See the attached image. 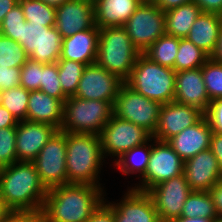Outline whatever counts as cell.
I'll list each match as a JSON object with an SVG mask.
<instances>
[{"instance_id": "1", "label": "cell", "mask_w": 222, "mask_h": 222, "mask_svg": "<svg viewBox=\"0 0 222 222\" xmlns=\"http://www.w3.org/2000/svg\"><path fill=\"white\" fill-rule=\"evenodd\" d=\"M103 188L65 184L48 189L42 206L44 222H86L104 202Z\"/></svg>"}, {"instance_id": "2", "label": "cell", "mask_w": 222, "mask_h": 222, "mask_svg": "<svg viewBox=\"0 0 222 222\" xmlns=\"http://www.w3.org/2000/svg\"><path fill=\"white\" fill-rule=\"evenodd\" d=\"M47 191L33 162L0 168V198L10 210H41Z\"/></svg>"}, {"instance_id": "3", "label": "cell", "mask_w": 222, "mask_h": 222, "mask_svg": "<svg viewBox=\"0 0 222 222\" xmlns=\"http://www.w3.org/2000/svg\"><path fill=\"white\" fill-rule=\"evenodd\" d=\"M66 152L67 184H88L102 188L98 174L105 160L100 136L66 133Z\"/></svg>"}, {"instance_id": "4", "label": "cell", "mask_w": 222, "mask_h": 222, "mask_svg": "<svg viewBox=\"0 0 222 222\" xmlns=\"http://www.w3.org/2000/svg\"><path fill=\"white\" fill-rule=\"evenodd\" d=\"M141 53L134 46L123 26L99 29L96 64L124 82L129 78Z\"/></svg>"}, {"instance_id": "5", "label": "cell", "mask_w": 222, "mask_h": 222, "mask_svg": "<svg viewBox=\"0 0 222 222\" xmlns=\"http://www.w3.org/2000/svg\"><path fill=\"white\" fill-rule=\"evenodd\" d=\"M176 71L151 61L141 53L125 83L147 97L161 104L174 101Z\"/></svg>"}, {"instance_id": "6", "label": "cell", "mask_w": 222, "mask_h": 222, "mask_svg": "<svg viewBox=\"0 0 222 222\" xmlns=\"http://www.w3.org/2000/svg\"><path fill=\"white\" fill-rule=\"evenodd\" d=\"M113 115V105L107 101L86 100L75 96L63 103L61 131L100 135Z\"/></svg>"}, {"instance_id": "7", "label": "cell", "mask_w": 222, "mask_h": 222, "mask_svg": "<svg viewBox=\"0 0 222 222\" xmlns=\"http://www.w3.org/2000/svg\"><path fill=\"white\" fill-rule=\"evenodd\" d=\"M161 106V103L148 99L124 82L113 104V115L143 127L153 135L158 125Z\"/></svg>"}, {"instance_id": "8", "label": "cell", "mask_w": 222, "mask_h": 222, "mask_svg": "<svg viewBox=\"0 0 222 222\" xmlns=\"http://www.w3.org/2000/svg\"><path fill=\"white\" fill-rule=\"evenodd\" d=\"M99 136L104 158L110 156L119 159L128 150L152 141V135L143 127L114 115Z\"/></svg>"}, {"instance_id": "9", "label": "cell", "mask_w": 222, "mask_h": 222, "mask_svg": "<svg viewBox=\"0 0 222 222\" xmlns=\"http://www.w3.org/2000/svg\"><path fill=\"white\" fill-rule=\"evenodd\" d=\"M19 44L29 59L43 64L56 63L61 56L62 37L55 26L25 22L21 26Z\"/></svg>"}, {"instance_id": "10", "label": "cell", "mask_w": 222, "mask_h": 222, "mask_svg": "<svg viewBox=\"0 0 222 222\" xmlns=\"http://www.w3.org/2000/svg\"><path fill=\"white\" fill-rule=\"evenodd\" d=\"M123 27L134 46L144 53L165 35V12L154 3L140 4Z\"/></svg>"}, {"instance_id": "11", "label": "cell", "mask_w": 222, "mask_h": 222, "mask_svg": "<svg viewBox=\"0 0 222 222\" xmlns=\"http://www.w3.org/2000/svg\"><path fill=\"white\" fill-rule=\"evenodd\" d=\"M66 153V132L57 130L33 161L47 190L67 184Z\"/></svg>"}, {"instance_id": "12", "label": "cell", "mask_w": 222, "mask_h": 222, "mask_svg": "<svg viewBox=\"0 0 222 222\" xmlns=\"http://www.w3.org/2000/svg\"><path fill=\"white\" fill-rule=\"evenodd\" d=\"M152 139L151 154L145 174L140 177L141 183L132 187L138 191L147 192L160 182L183 174L184 161L172 147L167 142Z\"/></svg>"}, {"instance_id": "13", "label": "cell", "mask_w": 222, "mask_h": 222, "mask_svg": "<svg viewBox=\"0 0 222 222\" xmlns=\"http://www.w3.org/2000/svg\"><path fill=\"white\" fill-rule=\"evenodd\" d=\"M184 174L160 182L147 191L161 222H170L181 217L184 202L191 193Z\"/></svg>"}, {"instance_id": "14", "label": "cell", "mask_w": 222, "mask_h": 222, "mask_svg": "<svg viewBox=\"0 0 222 222\" xmlns=\"http://www.w3.org/2000/svg\"><path fill=\"white\" fill-rule=\"evenodd\" d=\"M124 81L96 63L86 65L80 78L75 97L101 100L114 104Z\"/></svg>"}, {"instance_id": "15", "label": "cell", "mask_w": 222, "mask_h": 222, "mask_svg": "<svg viewBox=\"0 0 222 222\" xmlns=\"http://www.w3.org/2000/svg\"><path fill=\"white\" fill-rule=\"evenodd\" d=\"M204 113L198 108L172 101L162 104L159 121L152 138L167 142L184 129L196 124Z\"/></svg>"}, {"instance_id": "16", "label": "cell", "mask_w": 222, "mask_h": 222, "mask_svg": "<svg viewBox=\"0 0 222 222\" xmlns=\"http://www.w3.org/2000/svg\"><path fill=\"white\" fill-rule=\"evenodd\" d=\"M55 27L62 38L95 25L93 0H68L56 7Z\"/></svg>"}, {"instance_id": "17", "label": "cell", "mask_w": 222, "mask_h": 222, "mask_svg": "<svg viewBox=\"0 0 222 222\" xmlns=\"http://www.w3.org/2000/svg\"><path fill=\"white\" fill-rule=\"evenodd\" d=\"M108 204L113 209L114 222H161L147 192L128 188L119 203Z\"/></svg>"}, {"instance_id": "18", "label": "cell", "mask_w": 222, "mask_h": 222, "mask_svg": "<svg viewBox=\"0 0 222 222\" xmlns=\"http://www.w3.org/2000/svg\"><path fill=\"white\" fill-rule=\"evenodd\" d=\"M57 130L44 123L19 121L16 126L17 161L33 162Z\"/></svg>"}, {"instance_id": "19", "label": "cell", "mask_w": 222, "mask_h": 222, "mask_svg": "<svg viewBox=\"0 0 222 222\" xmlns=\"http://www.w3.org/2000/svg\"><path fill=\"white\" fill-rule=\"evenodd\" d=\"M183 174L192 191H209L222 179L218 160L210 149L186 160Z\"/></svg>"}, {"instance_id": "20", "label": "cell", "mask_w": 222, "mask_h": 222, "mask_svg": "<svg viewBox=\"0 0 222 222\" xmlns=\"http://www.w3.org/2000/svg\"><path fill=\"white\" fill-rule=\"evenodd\" d=\"M174 101L207 112L210 99L203 80L202 68L176 72Z\"/></svg>"}, {"instance_id": "21", "label": "cell", "mask_w": 222, "mask_h": 222, "mask_svg": "<svg viewBox=\"0 0 222 222\" xmlns=\"http://www.w3.org/2000/svg\"><path fill=\"white\" fill-rule=\"evenodd\" d=\"M212 129L204 115L196 124L184 129L172 137L167 143L174 152L185 162L199 152L210 149Z\"/></svg>"}, {"instance_id": "22", "label": "cell", "mask_w": 222, "mask_h": 222, "mask_svg": "<svg viewBox=\"0 0 222 222\" xmlns=\"http://www.w3.org/2000/svg\"><path fill=\"white\" fill-rule=\"evenodd\" d=\"M98 40L99 28L96 25L72 36L62 38L59 59L72 60L85 65L94 64L97 57Z\"/></svg>"}, {"instance_id": "23", "label": "cell", "mask_w": 222, "mask_h": 222, "mask_svg": "<svg viewBox=\"0 0 222 222\" xmlns=\"http://www.w3.org/2000/svg\"><path fill=\"white\" fill-rule=\"evenodd\" d=\"M27 121L48 124L60 130L63 121V103L43 91H30Z\"/></svg>"}, {"instance_id": "24", "label": "cell", "mask_w": 222, "mask_h": 222, "mask_svg": "<svg viewBox=\"0 0 222 222\" xmlns=\"http://www.w3.org/2000/svg\"><path fill=\"white\" fill-rule=\"evenodd\" d=\"M95 25L100 28L123 26L140 5L135 0H93Z\"/></svg>"}, {"instance_id": "25", "label": "cell", "mask_w": 222, "mask_h": 222, "mask_svg": "<svg viewBox=\"0 0 222 222\" xmlns=\"http://www.w3.org/2000/svg\"><path fill=\"white\" fill-rule=\"evenodd\" d=\"M221 26L222 15L201 13L186 38L211 57L216 50Z\"/></svg>"}, {"instance_id": "26", "label": "cell", "mask_w": 222, "mask_h": 222, "mask_svg": "<svg viewBox=\"0 0 222 222\" xmlns=\"http://www.w3.org/2000/svg\"><path fill=\"white\" fill-rule=\"evenodd\" d=\"M202 13L195 2L181 5L165 12V34L176 38H186L191 26Z\"/></svg>"}, {"instance_id": "27", "label": "cell", "mask_w": 222, "mask_h": 222, "mask_svg": "<svg viewBox=\"0 0 222 222\" xmlns=\"http://www.w3.org/2000/svg\"><path fill=\"white\" fill-rule=\"evenodd\" d=\"M150 154L151 144L146 142L128 150L119 159H114V163L123 175L139 173L138 175L142 177L147 169Z\"/></svg>"}, {"instance_id": "28", "label": "cell", "mask_w": 222, "mask_h": 222, "mask_svg": "<svg viewBox=\"0 0 222 222\" xmlns=\"http://www.w3.org/2000/svg\"><path fill=\"white\" fill-rule=\"evenodd\" d=\"M181 217L218 218L215 205L209 191H191L181 212Z\"/></svg>"}, {"instance_id": "29", "label": "cell", "mask_w": 222, "mask_h": 222, "mask_svg": "<svg viewBox=\"0 0 222 222\" xmlns=\"http://www.w3.org/2000/svg\"><path fill=\"white\" fill-rule=\"evenodd\" d=\"M210 56L187 38H179V47L174 63L176 72L201 68Z\"/></svg>"}, {"instance_id": "30", "label": "cell", "mask_w": 222, "mask_h": 222, "mask_svg": "<svg viewBox=\"0 0 222 222\" xmlns=\"http://www.w3.org/2000/svg\"><path fill=\"white\" fill-rule=\"evenodd\" d=\"M178 47L179 38L165 34L158 38L143 54L161 66L174 69Z\"/></svg>"}, {"instance_id": "31", "label": "cell", "mask_w": 222, "mask_h": 222, "mask_svg": "<svg viewBox=\"0 0 222 222\" xmlns=\"http://www.w3.org/2000/svg\"><path fill=\"white\" fill-rule=\"evenodd\" d=\"M30 91L22 86L0 91V104L19 122L27 120Z\"/></svg>"}, {"instance_id": "32", "label": "cell", "mask_w": 222, "mask_h": 222, "mask_svg": "<svg viewBox=\"0 0 222 222\" xmlns=\"http://www.w3.org/2000/svg\"><path fill=\"white\" fill-rule=\"evenodd\" d=\"M57 65L63 94L67 98L75 96L86 65L67 59H59Z\"/></svg>"}, {"instance_id": "33", "label": "cell", "mask_w": 222, "mask_h": 222, "mask_svg": "<svg viewBox=\"0 0 222 222\" xmlns=\"http://www.w3.org/2000/svg\"><path fill=\"white\" fill-rule=\"evenodd\" d=\"M26 22L43 25L45 27L55 26L56 8L45 4L41 0H19Z\"/></svg>"}, {"instance_id": "34", "label": "cell", "mask_w": 222, "mask_h": 222, "mask_svg": "<svg viewBox=\"0 0 222 222\" xmlns=\"http://www.w3.org/2000/svg\"><path fill=\"white\" fill-rule=\"evenodd\" d=\"M29 59L23 47L0 33V64L7 67L21 68Z\"/></svg>"}, {"instance_id": "35", "label": "cell", "mask_w": 222, "mask_h": 222, "mask_svg": "<svg viewBox=\"0 0 222 222\" xmlns=\"http://www.w3.org/2000/svg\"><path fill=\"white\" fill-rule=\"evenodd\" d=\"M201 68L210 101L222 98V63L210 57Z\"/></svg>"}, {"instance_id": "36", "label": "cell", "mask_w": 222, "mask_h": 222, "mask_svg": "<svg viewBox=\"0 0 222 222\" xmlns=\"http://www.w3.org/2000/svg\"><path fill=\"white\" fill-rule=\"evenodd\" d=\"M40 91L51 97L59 99L62 103L67 99L63 94L58 74V65L56 63H41V86Z\"/></svg>"}, {"instance_id": "37", "label": "cell", "mask_w": 222, "mask_h": 222, "mask_svg": "<svg viewBox=\"0 0 222 222\" xmlns=\"http://www.w3.org/2000/svg\"><path fill=\"white\" fill-rule=\"evenodd\" d=\"M17 161L16 127L0 129V168Z\"/></svg>"}, {"instance_id": "38", "label": "cell", "mask_w": 222, "mask_h": 222, "mask_svg": "<svg viewBox=\"0 0 222 222\" xmlns=\"http://www.w3.org/2000/svg\"><path fill=\"white\" fill-rule=\"evenodd\" d=\"M26 22L22 7L17 3L6 15L0 25L3 36L19 43L21 26Z\"/></svg>"}, {"instance_id": "39", "label": "cell", "mask_w": 222, "mask_h": 222, "mask_svg": "<svg viewBox=\"0 0 222 222\" xmlns=\"http://www.w3.org/2000/svg\"><path fill=\"white\" fill-rule=\"evenodd\" d=\"M20 86L28 91L40 90L41 86V63L28 59L21 67Z\"/></svg>"}, {"instance_id": "40", "label": "cell", "mask_w": 222, "mask_h": 222, "mask_svg": "<svg viewBox=\"0 0 222 222\" xmlns=\"http://www.w3.org/2000/svg\"><path fill=\"white\" fill-rule=\"evenodd\" d=\"M204 115L208 119L212 132L222 134V98L210 101Z\"/></svg>"}, {"instance_id": "41", "label": "cell", "mask_w": 222, "mask_h": 222, "mask_svg": "<svg viewBox=\"0 0 222 222\" xmlns=\"http://www.w3.org/2000/svg\"><path fill=\"white\" fill-rule=\"evenodd\" d=\"M2 222H44L42 210H10Z\"/></svg>"}, {"instance_id": "42", "label": "cell", "mask_w": 222, "mask_h": 222, "mask_svg": "<svg viewBox=\"0 0 222 222\" xmlns=\"http://www.w3.org/2000/svg\"><path fill=\"white\" fill-rule=\"evenodd\" d=\"M21 68L0 64V91L20 86Z\"/></svg>"}, {"instance_id": "43", "label": "cell", "mask_w": 222, "mask_h": 222, "mask_svg": "<svg viewBox=\"0 0 222 222\" xmlns=\"http://www.w3.org/2000/svg\"><path fill=\"white\" fill-rule=\"evenodd\" d=\"M86 222H114L113 209L108 201L104 200Z\"/></svg>"}, {"instance_id": "44", "label": "cell", "mask_w": 222, "mask_h": 222, "mask_svg": "<svg viewBox=\"0 0 222 222\" xmlns=\"http://www.w3.org/2000/svg\"><path fill=\"white\" fill-rule=\"evenodd\" d=\"M202 13H215L222 15V0H193Z\"/></svg>"}, {"instance_id": "45", "label": "cell", "mask_w": 222, "mask_h": 222, "mask_svg": "<svg viewBox=\"0 0 222 222\" xmlns=\"http://www.w3.org/2000/svg\"><path fill=\"white\" fill-rule=\"evenodd\" d=\"M210 150L218 160L219 171L222 174V134L212 132Z\"/></svg>"}, {"instance_id": "46", "label": "cell", "mask_w": 222, "mask_h": 222, "mask_svg": "<svg viewBox=\"0 0 222 222\" xmlns=\"http://www.w3.org/2000/svg\"><path fill=\"white\" fill-rule=\"evenodd\" d=\"M218 217L222 218V179L219 180L210 190H209Z\"/></svg>"}, {"instance_id": "47", "label": "cell", "mask_w": 222, "mask_h": 222, "mask_svg": "<svg viewBox=\"0 0 222 222\" xmlns=\"http://www.w3.org/2000/svg\"><path fill=\"white\" fill-rule=\"evenodd\" d=\"M18 121L13 117V115L0 104V129L8 127H16Z\"/></svg>"}, {"instance_id": "48", "label": "cell", "mask_w": 222, "mask_h": 222, "mask_svg": "<svg viewBox=\"0 0 222 222\" xmlns=\"http://www.w3.org/2000/svg\"><path fill=\"white\" fill-rule=\"evenodd\" d=\"M191 2H193V0H154V4L164 12Z\"/></svg>"}, {"instance_id": "49", "label": "cell", "mask_w": 222, "mask_h": 222, "mask_svg": "<svg viewBox=\"0 0 222 222\" xmlns=\"http://www.w3.org/2000/svg\"><path fill=\"white\" fill-rule=\"evenodd\" d=\"M19 0H0V25L5 15L18 3Z\"/></svg>"}, {"instance_id": "50", "label": "cell", "mask_w": 222, "mask_h": 222, "mask_svg": "<svg viewBox=\"0 0 222 222\" xmlns=\"http://www.w3.org/2000/svg\"><path fill=\"white\" fill-rule=\"evenodd\" d=\"M211 58L219 63H222V26L220 28L216 50L211 55Z\"/></svg>"}, {"instance_id": "51", "label": "cell", "mask_w": 222, "mask_h": 222, "mask_svg": "<svg viewBox=\"0 0 222 222\" xmlns=\"http://www.w3.org/2000/svg\"><path fill=\"white\" fill-rule=\"evenodd\" d=\"M215 219H207L202 217H194V218H187V217H179L170 222H214Z\"/></svg>"}, {"instance_id": "52", "label": "cell", "mask_w": 222, "mask_h": 222, "mask_svg": "<svg viewBox=\"0 0 222 222\" xmlns=\"http://www.w3.org/2000/svg\"><path fill=\"white\" fill-rule=\"evenodd\" d=\"M10 209L6 206L5 202L0 198V222L3 221Z\"/></svg>"}, {"instance_id": "53", "label": "cell", "mask_w": 222, "mask_h": 222, "mask_svg": "<svg viewBox=\"0 0 222 222\" xmlns=\"http://www.w3.org/2000/svg\"><path fill=\"white\" fill-rule=\"evenodd\" d=\"M41 1L47 5H50L56 8L68 0H41Z\"/></svg>"}, {"instance_id": "54", "label": "cell", "mask_w": 222, "mask_h": 222, "mask_svg": "<svg viewBox=\"0 0 222 222\" xmlns=\"http://www.w3.org/2000/svg\"><path fill=\"white\" fill-rule=\"evenodd\" d=\"M139 4H151L154 3V0H135Z\"/></svg>"}, {"instance_id": "55", "label": "cell", "mask_w": 222, "mask_h": 222, "mask_svg": "<svg viewBox=\"0 0 222 222\" xmlns=\"http://www.w3.org/2000/svg\"><path fill=\"white\" fill-rule=\"evenodd\" d=\"M214 222H222V218L221 217H218L214 220Z\"/></svg>"}]
</instances>
